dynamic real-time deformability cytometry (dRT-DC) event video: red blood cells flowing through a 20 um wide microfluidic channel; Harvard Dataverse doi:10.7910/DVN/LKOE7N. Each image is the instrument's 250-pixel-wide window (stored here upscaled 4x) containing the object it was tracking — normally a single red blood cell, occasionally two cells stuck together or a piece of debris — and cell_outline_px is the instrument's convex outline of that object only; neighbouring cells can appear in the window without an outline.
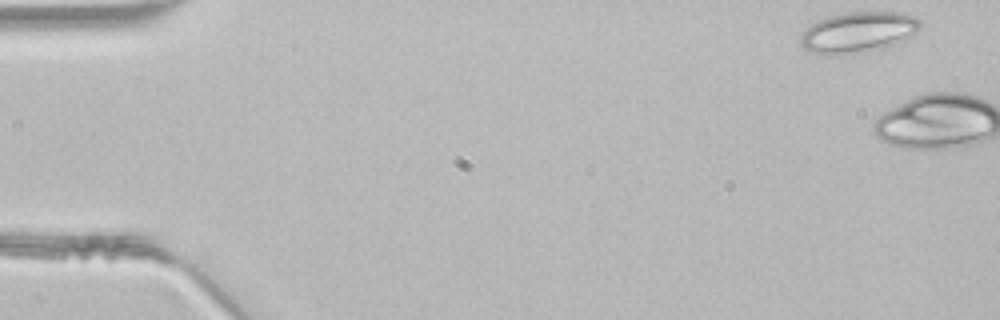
{"species": "common noctule bat (a hibernating species)", "species_latin": "Nyctalus noctula", "temperature_condition": "room temperature", "stored_images_in_passage": 2, "camera_frame_rate_fps": 3000, "um_per_image_px": 0.085, "animal": {"sex": "male", "body_mass_g": 21.5, "forearm_length_mm": 52.0}, "frame": {"image": 1, "passage_image": 1, "time_ms": 0.0, "image_size_px": [1000, 320], "cell_outline_px": [[920, 28], [916, 32], [900, 44], [884, 48], [828, 56], [812, 52], [804, 48], [800, 44], [800, 32], [816, 20], [828, 16], [844, 12], [900, 12], [916, 16], [920, 20]], "centroid_in_image_um": [72.93, 2.73], "position_along_channel_um": 12.1, "area_um2": 28.9}}